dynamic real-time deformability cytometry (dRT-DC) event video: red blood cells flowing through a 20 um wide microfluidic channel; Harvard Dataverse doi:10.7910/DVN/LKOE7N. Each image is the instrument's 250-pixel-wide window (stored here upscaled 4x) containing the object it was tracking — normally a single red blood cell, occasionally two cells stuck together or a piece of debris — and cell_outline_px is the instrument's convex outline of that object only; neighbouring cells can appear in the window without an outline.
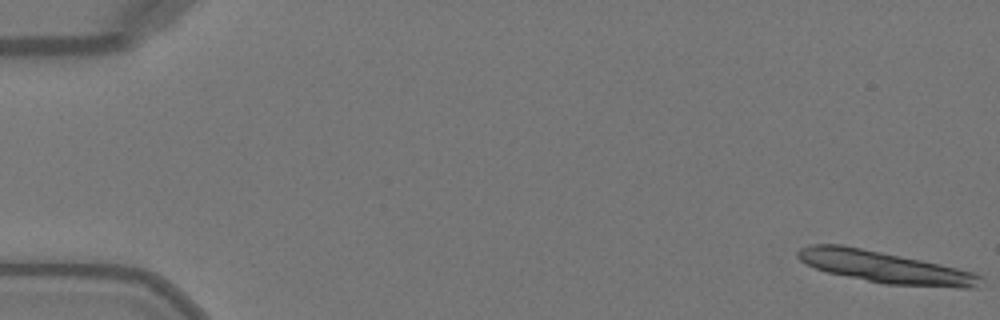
{"species": "Egyptian fruit bat (a non-hibernating species)", "species_latin": "Rousettus aegyptiacus", "temperature_condition": "warm", "stored_images_in_passage": 14, "camera_frame_rate_fps": 3000, "um_per_image_px": 0.085, "animal": {"sex": "female"}, "frame": {"image": 1, "passage_image": 1, "time_ms": 0.0, "image_size_px": [1000, 320], "cell_outline_px": [[984, 280], [980, 288], [956, 288], [884, 284], [824, 272], [800, 260], [796, 256], [796, 252], [800, 248], [812, 244], [840, 244], [940, 264], [976, 272], [984, 276]], "centroid_in_image_um": [75.29, 22.73], "position_along_channel_um": 9.7, "area_um2": 34.04}}